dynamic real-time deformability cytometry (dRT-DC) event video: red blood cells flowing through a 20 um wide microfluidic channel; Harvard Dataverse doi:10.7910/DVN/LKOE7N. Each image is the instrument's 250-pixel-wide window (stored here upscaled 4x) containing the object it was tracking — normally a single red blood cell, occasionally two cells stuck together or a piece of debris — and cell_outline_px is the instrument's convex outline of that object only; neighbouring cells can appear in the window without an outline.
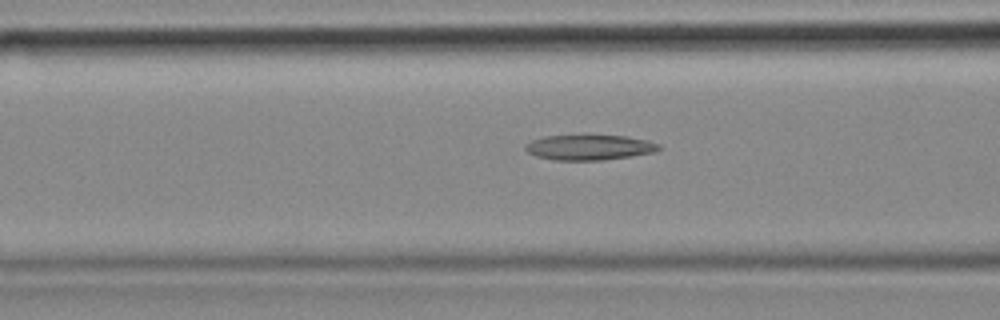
{"species": "common noctule bat (a hibernating species)", "species_latin": "Nyctalus noctula", "temperature_condition": "cold", "stored_images_in_passage": 44, "camera_frame_rate_fps": 3000, "um_per_image_px": 0.085, "animal": {"sex": "female", "body_mass_g": 18.4}, "frame": {"image": 1, "passage_image": 11, "time_ms": 3.333, "image_size_px": [1000, 320], "cell_outline_px": [[660, 148], [656, 152], [632, 156], [604, 160], [556, 160], [536, 156], [528, 152], [524, 148], [524, 144], [532, 140], [544, 136], [628, 136], [648, 140], [660, 144]], "centroid_in_image_um": [50.11, 12.53], "position_along_channel_um": 116.5, "area_um2": 19.59}}
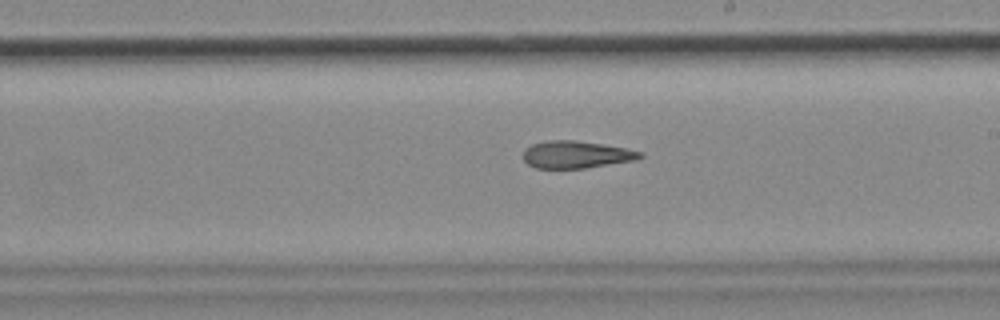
{"frame": {"image": 2, "passage_image": 21, "time_ms": 6.667, "image_size_px": [1000, 320], "cell_outline_px": [[644, 156], [636, 160], [584, 168], [536, 168], [528, 164], [524, 160], [524, 148], [532, 144], [548, 140], [576, 140], [628, 148], [644, 152]], "centroid_in_image_um": [49.01, 13.13], "position_along_channel_um": 240.0, "area_um2": 18.67}}
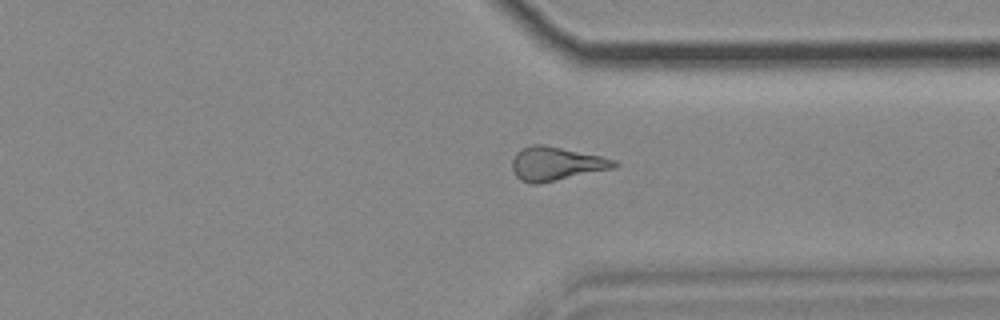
{"frame": {"image": 3, "passage_image": 31, "time_ms": 10.0, "image_size_px": [1000, 320], "cell_outline_px": [[620, 164], [616, 168], [536, 184], [532, 184], [520, 180], [516, 176], [512, 168], [512, 160], [516, 152], [520, 148], [532, 144], [544, 144], [600, 156], [616, 160]], "centroid_in_image_um": [47.26, 13.91], "position_along_channel_um": 364.1, "area_um2": 20.11}, "authors_computed_cell_mechanics": {"area_um2": 19.6231, "velocity_mm_per_s": 3.7242, "shape_relaxation_time_tau1_ms": null, "shape_relaxation_time_tau2_ms": 6.6913, "deformation_change_tau1": null, "deformation_change_tau2": 0.203}}